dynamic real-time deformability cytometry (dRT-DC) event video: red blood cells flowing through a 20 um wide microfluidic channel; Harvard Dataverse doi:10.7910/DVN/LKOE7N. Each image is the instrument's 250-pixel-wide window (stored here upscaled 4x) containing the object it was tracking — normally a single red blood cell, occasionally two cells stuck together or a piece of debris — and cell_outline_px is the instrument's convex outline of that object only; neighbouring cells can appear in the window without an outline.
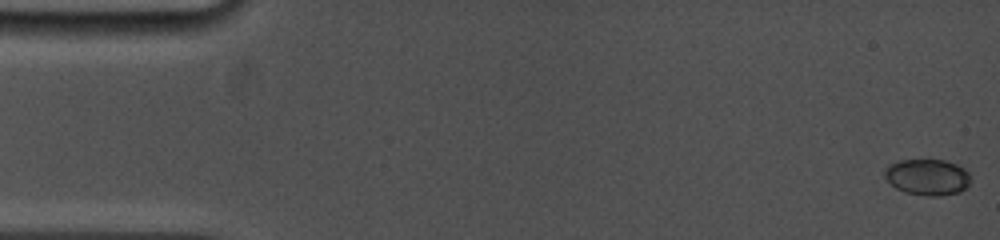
{"species": "common noctule bat (a hibernating species)", "species_latin": "Nyctalus noctula", "temperature_condition": "cold", "stored_images_in_passage": 42, "camera_frame_rate_fps": 5000, "um_per_image_px": 0.085, "animal": {"sex": "female", "body_mass_g": 19.0, "forearm_length_mm": 53.3}, "frame": {"image": 1, "passage_image": 1, "time_ms": 0.0, "image_size_px": [1000, 240], "cell_outline_px": [[968, 184], [960, 192], [940, 196], [928, 196], [904, 192], [896, 188], [884, 176], [884, 168], [900, 160], [944, 160], [956, 164], [964, 168], [968, 172]], "centroid_in_image_um": [78.81, 15.05], "position_along_channel_um": 6.2, "area_um2": 17.92}}
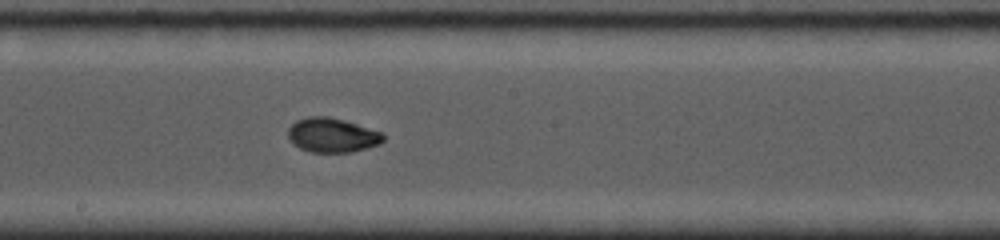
{"frame": {"image": 2, "passage_image": 24, "time_ms": 9.0, "image_size_px": [1000, 240], "cell_outline_px": [[384, 140], [380, 144], [352, 152], [312, 152], [300, 148], [288, 136], [288, 128], [296, 120], [308, 116], [328, 116], [344, 120], [384, 132]], "centroid_in_image_um": [28.27, 11.48], "position_along_channel_um": 219.9, "area_um2": 19.07}}
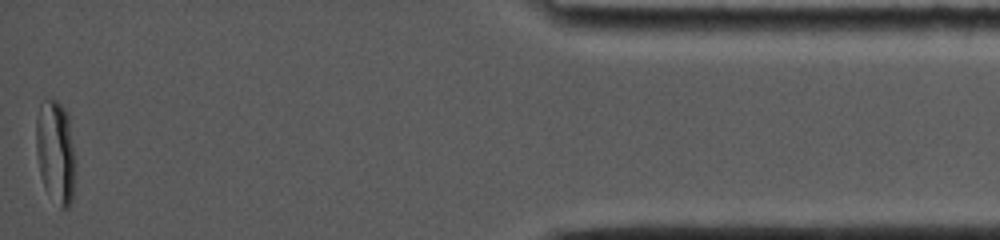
{"frame": {"image": 3, "passage_image": 42, "time_ms": 16.0, "image_size_px": [1000, 240], "cell_outline_px": [[76, 164], [72, 200], [68, 208], [60, 208], [48, 192], [40, 176], [36, 152], [36, 116], [40, 104], [44, 100], [56, 100], [68, 112]], "centroid_in_image_um": [4.73, 12.9], "position_along_channel_um": 430.5, "area_um2": 23.93}, "authors_computed_cell_mechanics": {"area_um2": 18.6694, "velocity_mm_per_s": 3.8906, "shape_relaxation_time_tau1_ms": 10.8877, "shape_relaxation_time_tau2_ms": null, "deformation_change_tau1": 0.2775, "deformation_change_tau2": null}}